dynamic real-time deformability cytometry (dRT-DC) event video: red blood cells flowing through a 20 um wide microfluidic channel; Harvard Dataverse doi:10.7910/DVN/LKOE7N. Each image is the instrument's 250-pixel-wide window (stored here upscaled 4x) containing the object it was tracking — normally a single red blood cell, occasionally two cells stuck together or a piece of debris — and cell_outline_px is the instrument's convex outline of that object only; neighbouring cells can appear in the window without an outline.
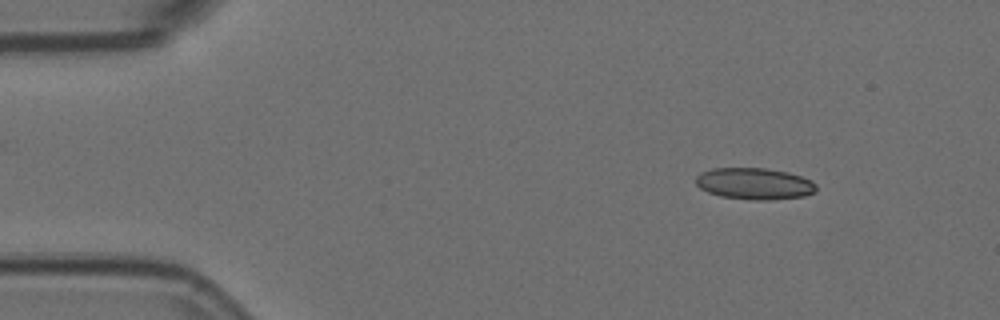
{"species": "Egyptian fruit bat (a non-hibernating species)", "species_latin": "Rousettus aegyptiacus", "temperature_condition": "room temperature", "stored_images_in_passage": 5, "camera_frame_rate_fps": 3000, "um_per_image_px": 0.085, "animal": {"sex": "female"}, "frame": {"image": 1, "passage_image": 1, "time_ms": 0.0, "image_size_px": [1000, 320], "cell_outline_px": [[816, 192], [804, 196], [768, 200], [756, 200], [720, 196], [708, 192], [700, 188], [696, 184], [696, 176], [700, 172], [712, 168], [768, 168], [788, 172], [812, 180], [816, 184]], "centroid_in_image_um": [64.13, 15.6], "position_along_channel_um": 20.9, "area_um2": 22.25}}
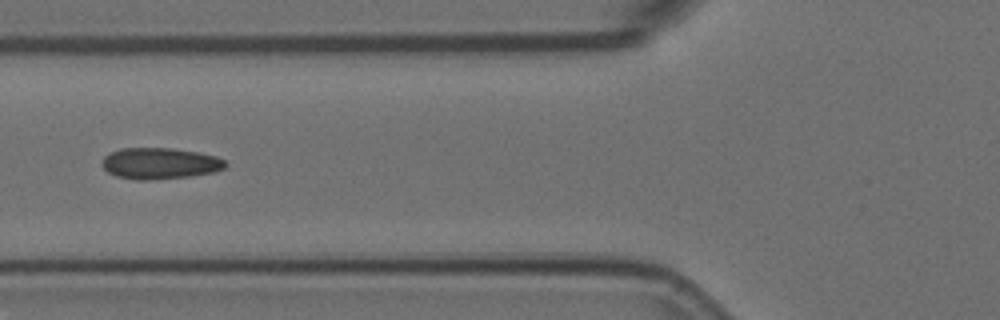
{"frame": {"image": 2, "passage_image": 5, "time_ms": 1.333, "image_size_px": [1000, 320], "cell_outline_px": [[228, 164], [224, 168], [216, 172], [192, 176], [148, 180], [136, 180], [116, 176], [108, 172], [100, 164], [100, 160], [108, 152], [120, 148], [172, 148], [200, 152], [216, 156], [224, 160]], "centroid_in_image_um": [13.57, 13.88], "position_along_channel_um": 112.2, "area_um2": 22.89}}